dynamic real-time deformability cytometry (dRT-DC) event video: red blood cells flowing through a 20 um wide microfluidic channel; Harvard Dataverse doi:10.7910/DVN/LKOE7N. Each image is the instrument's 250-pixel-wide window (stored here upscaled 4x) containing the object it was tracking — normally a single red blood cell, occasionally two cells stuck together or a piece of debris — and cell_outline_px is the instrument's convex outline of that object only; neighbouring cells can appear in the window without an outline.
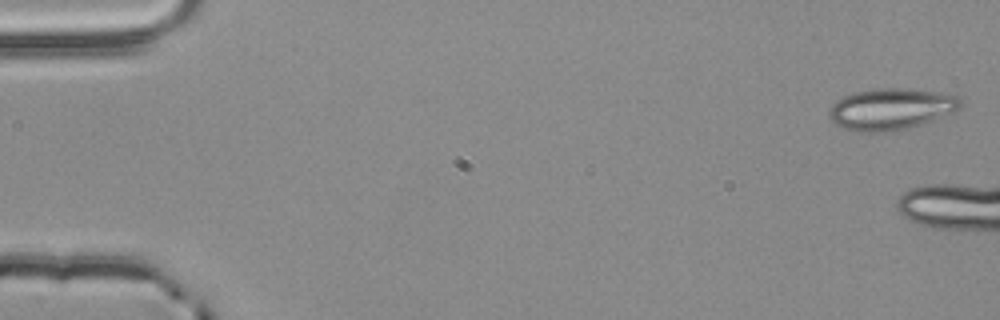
{"species": "common noctule bat (a hibernating species)", "species_latin": "Nyctalus noctula", "temperature_condition": "room temperature", "stored_images_in_passage": 3, "camera_frame_rate_fps": 3000, "um_per_image_px": 0.085, "animal": {"sex": "male", "body_mass_g": 20.4}, "frame": {"image": 1, "passage_image": 1, "time_ms": 0.0, "image_size_px": [1000, 320], "cell_outline_px": [[964, 104], [960, 108], [952, 112], [932, 120], [908, 128], [884, 132], [856, 132], [844, 128], [836, 124], [828, 116], [828, 112], [832, 104], [836, 100], [852, 92], [872, 88], [908, 88], [936, 92], [956, 96]], "centroid_in_image_um": [75.69, 9.26], "position_along_channel_um": 9.3, "area_um2": 31.79}}